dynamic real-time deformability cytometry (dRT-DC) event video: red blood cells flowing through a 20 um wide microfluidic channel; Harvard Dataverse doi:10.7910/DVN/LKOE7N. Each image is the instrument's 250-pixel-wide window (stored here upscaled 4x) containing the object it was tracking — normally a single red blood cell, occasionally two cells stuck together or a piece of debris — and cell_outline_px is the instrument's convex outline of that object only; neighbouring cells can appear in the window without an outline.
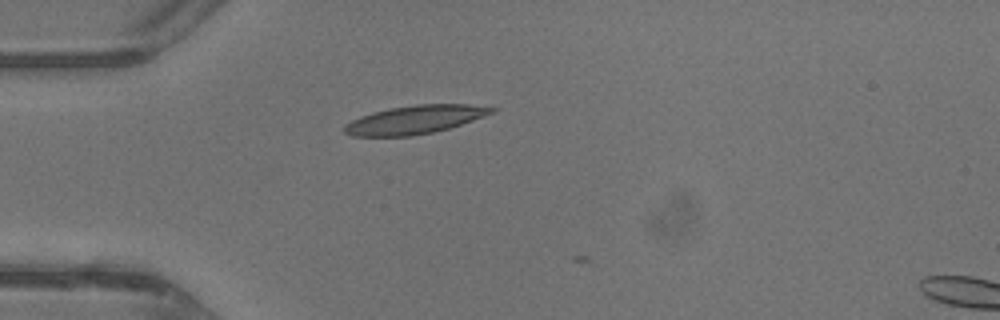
{"species": "common noctule bat (a hibernating species)", "species_latin": "Nyctalus noctula", "temperature_condition": "warm", "stored_images_in_passage": 4, "camera_frame_rate_fps": 3000, "um_per_image_px": 0.085, "animal": {"sex": "male", "body_mass_g": 13.3}, "frame": {"image": 1, "passage_image": 3, "time_ms": 0.667, "image_size_px": [1000, 320], "cell_outline_px": [[496, 112], [448, 128], [432, 132], [412, 136], [352, 136], [344, 132], [344, 124], [360, 116], [372, 112], [388, 108], [416, 104], [468, 104], [496, 108]], "centroid_in_image_um": [35.23, 10.16], "position_along_channel_um": 49.8, "area_um2": 24.28}}